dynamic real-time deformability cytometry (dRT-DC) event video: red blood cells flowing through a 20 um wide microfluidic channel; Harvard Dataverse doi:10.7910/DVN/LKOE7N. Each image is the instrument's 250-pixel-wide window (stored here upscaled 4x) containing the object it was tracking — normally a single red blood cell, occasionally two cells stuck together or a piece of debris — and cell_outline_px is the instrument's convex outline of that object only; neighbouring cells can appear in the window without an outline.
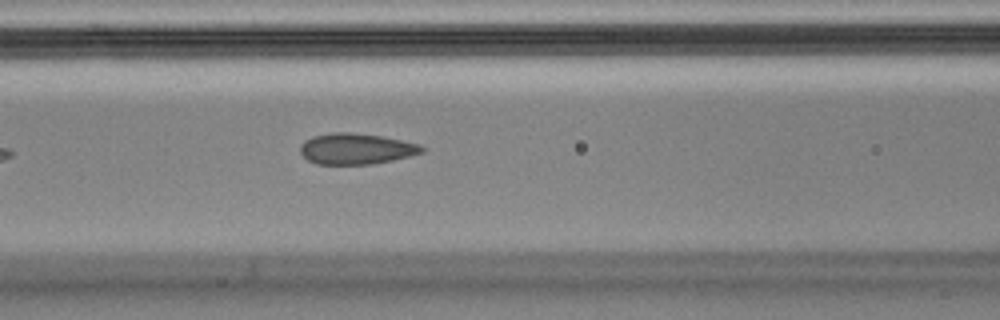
{"species": "Egyptian fruit bat (a non-hibernating species)", "species_latin": "Rousettus aegyptiacus", "temperature_condition": "cold", "stored_images_in_passage": 4, "camera_frame_rate_fps": 3000, "um_per_image_px": 0.085, "animal": {"sex": "male"}, "frame": {"image": 1, "passage_image": 4, "time_ms": 1.0, "image_size_px": [1000, 320], "cell_outline_px": [[424, 152], [392, 160], [368, 164], [316, 164], [308, 160], [300, 152], [300, 144], [304, 140], [312, 136], [332, 132], [348, 132], [380, 136], [420, 144], [424, 148]], "centroid_in_image_um": [30.23, 12.64], "position_along_channel_um": 136.4, "area_um2": 21.79}}